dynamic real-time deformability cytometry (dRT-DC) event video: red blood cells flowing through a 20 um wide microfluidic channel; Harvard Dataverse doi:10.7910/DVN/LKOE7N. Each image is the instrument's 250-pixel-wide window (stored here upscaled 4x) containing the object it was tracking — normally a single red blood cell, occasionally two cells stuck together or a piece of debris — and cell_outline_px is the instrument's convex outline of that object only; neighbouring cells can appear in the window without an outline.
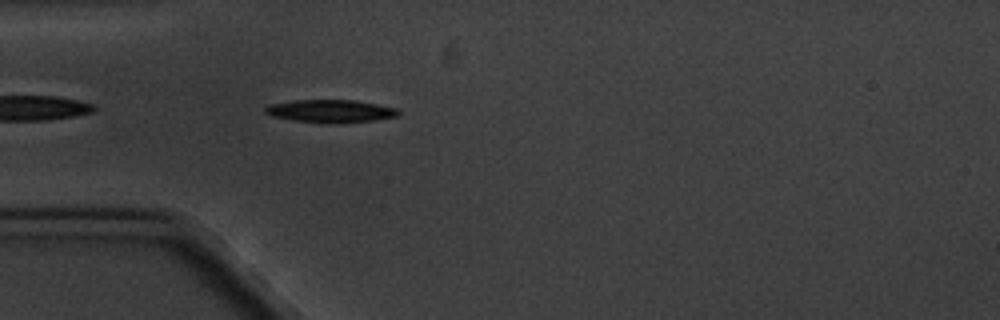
{"species": "common noctule bat (a hibernating species)", "species_latin": "Nyctalus noctula", "temperature_condition": "cold", "stored_images_in_passage": 5, "camera_frame_rate_fps": 3000, "um_per_image_px": 0.085, "animal": {"sex": "male", "body_mass_g": 20.1, "forearm_length_mm": 53.5}, "frame": {"image": 1, "passage_image": 5, "time_ms": 5.0, "image_size_px": [1000, 320], "cell_outline_px": [[400, 112], [396, 116], [376, 120], [332, 124], [296, 120], [272, 116], [264, 112], [264, 108], [268, 104], [296, 100], [352, 100], [376, 104], [396, 108]], "centroid_in_image_um": [28.07, 9.44], "position_along_channel_um": 56.9, "area_um2": 17.57}}